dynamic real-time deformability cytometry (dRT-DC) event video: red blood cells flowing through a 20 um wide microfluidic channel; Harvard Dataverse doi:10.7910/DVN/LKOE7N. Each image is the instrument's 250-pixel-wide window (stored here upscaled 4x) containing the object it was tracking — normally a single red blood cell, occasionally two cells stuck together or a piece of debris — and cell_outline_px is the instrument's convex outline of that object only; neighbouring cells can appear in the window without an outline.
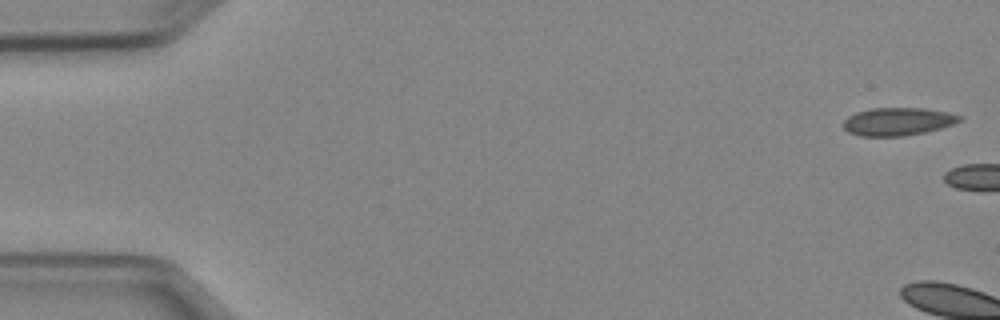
{"species": "Egyptian fruit bat (a non-hibernating species)", "species_latin": "Rousettus aegyptiacus", "temperature_condition": "cold", "stored_images_in_passage": 6, "camera_frame_rate_fps": 3000, "um_per_image_px": 0.085, "animal": {"sex": "female"}, "frame": {"image": 1, "passage_image": 1, "time_ms": 0.0, "image_size_px": [1000, 320], "cell_outline_px": [[964, 120], [940, 128], [924, 132], [900, 136], [860, 136], [848, 132], [844, 128], [844, 120], [848, 116], [856, 112], [872, 108], [924, 108], [948, 112], [964, 116]], "centroid_in_image_um": [76.34, 10.32], "position_along_channel_um": 8.7, "area_um2": 18.9}}